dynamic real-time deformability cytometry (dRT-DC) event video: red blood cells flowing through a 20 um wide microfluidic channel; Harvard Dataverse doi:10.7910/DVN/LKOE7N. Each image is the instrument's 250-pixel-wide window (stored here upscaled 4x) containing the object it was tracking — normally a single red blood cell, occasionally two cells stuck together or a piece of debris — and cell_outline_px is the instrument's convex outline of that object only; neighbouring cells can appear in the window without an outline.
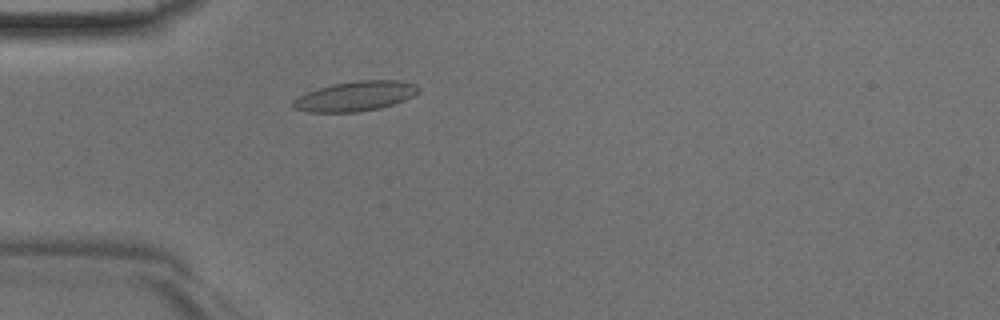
{"species": "Egyptian fruit bat (a non-hibernating species)", "species_latin": "Rousettus aegyptiacus", "temperature_condition": "room temperature", "stored_images_in_passage": 43, "camera_frame_rate_fps": 3000, "um_per_image_px": 0.085, "animal": {"sex": "male"}, "frame": {"image": 1, "passage_image": 10, "time_ms": 3.0, "image_size_px": [1000, 320], "cell_outline_px": [[420, 92], [404, 100], [380, 108], [356, 112], [304, 112], [292, 108], [292, 100], [308, 92], [332, 84], [356, 80], [400, 80], [416, 84], [420, 88]], "centroid_in_image_um": [30.21, 8.17], "position_along_channel_um": 54.8, "area_um2": 21.85}}
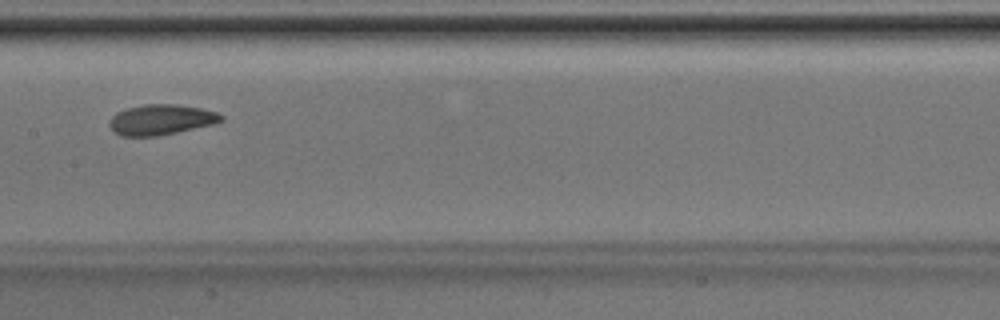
{"frame": {"image": 2, "passage_image": 20, "time_ms": 6.333, "image_size_px": [1000, 320], "cell_outline_px": [[224, 120], [212, 124], [176, 132], [156, 136], [120, 136], [108, 124], [108, 120], [116, 112], [128, 108], [144, 104], [176, 104], [200, 108], [216, 112], [224, 116]], "centroid_in_image_um": [13.67, 10.16], "position_along_channel_um": 193.7, "area_um2": 19.65}}
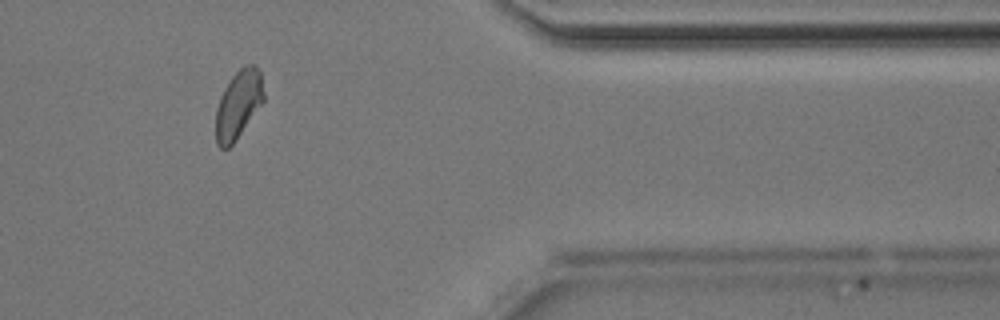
{"frame": {"image": 3, "passage_image": 35, "time_ms": 11.333, "image_size_px": [1000, 320], "cell_outline_px": [[264, 100], [232, 144], [228, 148], [220, 148], [216, 144], [216, 112], [220, 96], [224, 88], [232, 76], [240, 68], [248, 64], [256, 64], [260, 72], [264, 92]], "centroid_in_image_um": [20.25, 8.85], "position_along_channel_um": 391.1, "area_um2": 18.79}}